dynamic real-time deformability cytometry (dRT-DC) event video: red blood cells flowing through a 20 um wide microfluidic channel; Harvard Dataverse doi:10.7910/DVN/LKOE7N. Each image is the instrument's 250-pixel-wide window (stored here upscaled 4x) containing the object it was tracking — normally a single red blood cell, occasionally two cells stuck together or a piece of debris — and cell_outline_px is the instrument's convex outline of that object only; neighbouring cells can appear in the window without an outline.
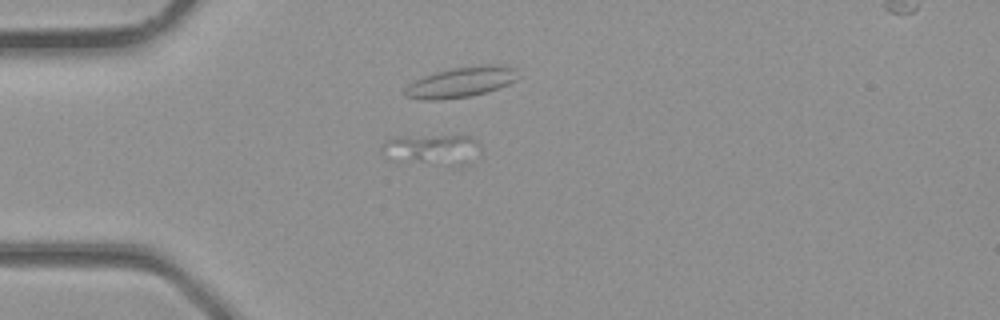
{"species": "common noctule bat (a hibernating species)", "species_latin": "Nyctalus noctula", "temperature_condition": "room temperature", "stored_images_in_passage": 2, "camera_frame_rate_fps": 3000, "um_per_image_px": 0.085, "animal": {"sex": "male", "body_mass_g": 23.1, "forearm_length_mm": 52.7}, "frame": {"image": 1, "passage_image": 2, "time_ms": 0.333, "image_size_px": [1000, 320], "cell_outline_px": [[480, 152], [424, 160], [420, 160], [384, 156], [380, 152], [384, 140], [392, 136], [468, 136], [476, 140], [480, 148]], "centroid_in_image_um": [36.42, 12.48], "position_along_channel_um": 48.6, "area_um2": 14.28}}